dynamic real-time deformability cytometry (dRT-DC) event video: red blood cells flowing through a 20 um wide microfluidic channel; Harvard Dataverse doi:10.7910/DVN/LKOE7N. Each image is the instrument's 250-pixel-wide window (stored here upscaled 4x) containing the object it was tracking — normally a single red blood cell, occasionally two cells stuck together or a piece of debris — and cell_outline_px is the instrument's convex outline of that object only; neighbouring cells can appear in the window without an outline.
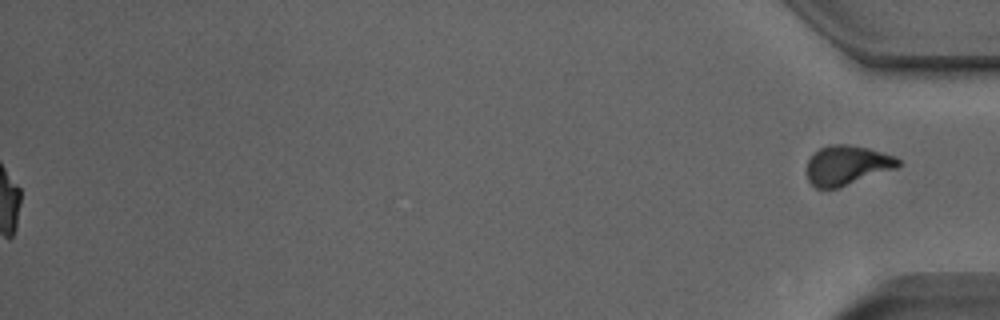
{"species": "Egyptian fruit bat (a non-hibernating species)", "species_latin": "Rousettus aegyptiacus", "temperature_condition": "room temperature", "stored_images_in_passage": 53, "segment_of_instrument_passage": [2, 2], "camera_frame_rate_fps": 3000, "um_per_image_px": 0.085, "animal": {"sex": "male"}, "frame": {"image": 1, "passage_image": 53, "time_ms": 17.333, "image_size_px": [1000, 320], "cell_outline_px": [[900, 164], [896, 168], [836, 188], [816, 188], [808, 180], [808, 160], [820, 148], [828, 144], [848, 144], [868, 148], [896, 156], [900, 160]], "centroid_in_image_um": [72.0, 14.03], "position_along_channel_um": 363.2, "area_um2": 20.75}}